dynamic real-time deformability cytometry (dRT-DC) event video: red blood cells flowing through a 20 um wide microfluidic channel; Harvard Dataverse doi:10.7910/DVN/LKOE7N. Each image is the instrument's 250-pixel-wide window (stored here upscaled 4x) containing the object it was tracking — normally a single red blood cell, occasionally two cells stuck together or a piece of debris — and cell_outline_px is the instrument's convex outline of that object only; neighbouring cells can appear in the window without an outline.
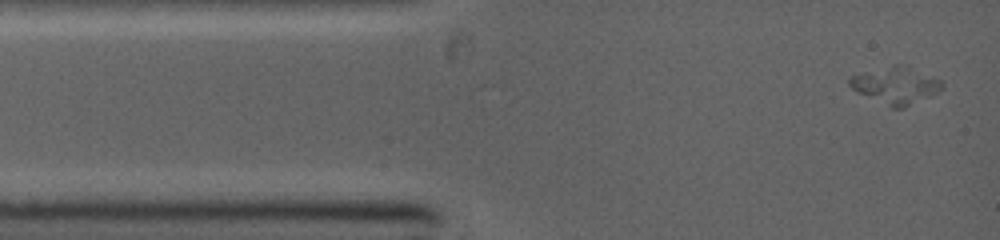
{"species": "common noctule bat (a hibernating species)", "species_latin": "Nyctalus noctula", "temperature_condition": "warm", "stored_images_in_passage": 4, "camera_frame_rate_fps": 5000, "um_per_image_px": 0.085, "animal": {"sex": "female", "body_mass_g": 19.0, "forearm_length_mm": 53.3}, "frame": {"image": 1, "passage_image": 2, "time_ms": 0.8, "image_size_px": [1000, 240], "cell_outline_px": [[944, 88], [904, 108], [892, 108], [856, 92], [848, 84], [848, 80], [852, 76], [864, 72], [892, 64], [900, 64], [912, 68], [940, 80], [944, 84]], "centroid_in_image_um": [76.1, 7.25], "position_along_channel_um": 8.9, "area_um2": 19.59}}